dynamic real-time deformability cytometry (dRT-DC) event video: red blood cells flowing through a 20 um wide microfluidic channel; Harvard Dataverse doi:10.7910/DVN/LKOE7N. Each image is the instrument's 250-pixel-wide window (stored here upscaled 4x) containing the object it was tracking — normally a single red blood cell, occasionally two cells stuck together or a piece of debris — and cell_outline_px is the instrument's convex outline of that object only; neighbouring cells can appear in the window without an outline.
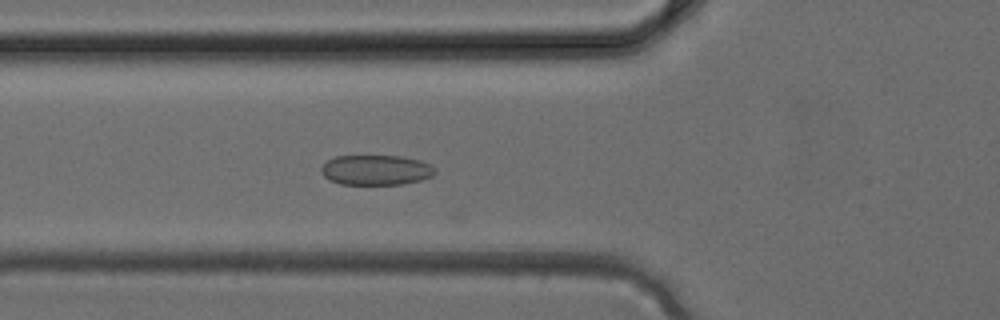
{"species": "common noctule bat (a hibernating species)", "species_latin": "Nyctalus noctula", "temperature_condition": "cold", "stored_images_in_passage": 3, "camera_frame_rate_fps": 3000, "um_per_image_px": 0.085, "animal": {"sex": "female", "body_mass_g": 24.6, "forearm_length_mm": 56.2}, "frame": {"image": 1, "passage_image": 3, "time_ms": 0.667, "image_size_px": [1000, 320], "cell_outline_px": [[436, 172], [432, 176], [420, 180], [404, 184], [340, 184], [328, 180], [320, 172], [320, 168], [328, 160], [336, 156], [400, 156], [420, 160], [432, 164], [436, 168]], "centroid_in_image_um": [31.97, 14.45], "position_along_channel_um": 93.8, "area_um2": 20.11}}